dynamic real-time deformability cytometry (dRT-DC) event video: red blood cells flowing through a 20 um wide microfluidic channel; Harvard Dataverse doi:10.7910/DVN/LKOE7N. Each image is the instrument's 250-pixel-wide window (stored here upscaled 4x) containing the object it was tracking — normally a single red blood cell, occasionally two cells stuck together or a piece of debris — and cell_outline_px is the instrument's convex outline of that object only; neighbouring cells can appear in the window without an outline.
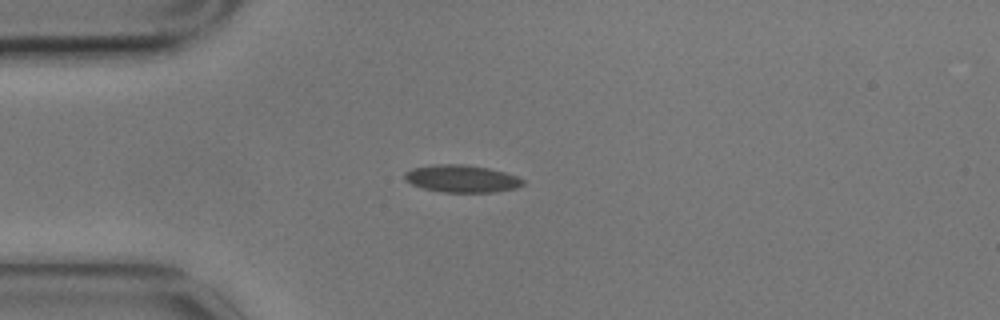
{"species": "common noctule bat (a hibernating species)", "species_latin": "Nyctalus noctula", "temperature_condition": "cold", "stored_images_in_passage": 3, "camera_frame_rate_fps": 3000, "um_per_image_px": 0.085, "animal": {"sex": "male", "body_mass_g": 17.9}, "frame": {"image": 1, "passage_image": 3, "time_ms": 0.667, "image_size_px": [1000, 320], "cell_outline_px": [[524, 184], [516, 188], [496, 192], [444, 192], [424, 188], [412, 184], [404, 180], [404, 172], [412, 168], [436, 164], [464, 164], [488, 168], [504, 172], [516, 176], [524, 180]], "centroid_in_image_um": [39.23, 15.18], "position_along_channel_um": 45.8, "area_um2": 18.84}}